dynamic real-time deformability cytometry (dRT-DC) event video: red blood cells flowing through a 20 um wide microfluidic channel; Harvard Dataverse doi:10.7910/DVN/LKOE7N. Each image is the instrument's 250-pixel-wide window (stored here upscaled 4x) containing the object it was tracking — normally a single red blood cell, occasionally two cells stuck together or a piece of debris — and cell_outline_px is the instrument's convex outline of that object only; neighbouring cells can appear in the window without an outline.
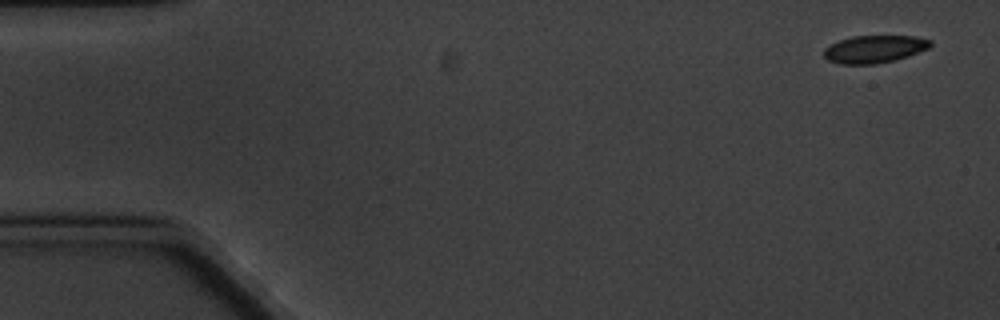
{"species": "common noctule bat (a hibernating species)", "species_latin": "Nyctalus noctula", "temperature_condition": "cold", "stored_images_in_passage": 8, "camera_frame_rate_fps": 3000, "um_per_image_px": 0.085, "animal": {"sex": "male", "body_mass_g": 20.1, "forearm_length_mm": 53.5}, "frame": {"image": 1, "passage_image": 1, "time_ms": 0.0, "image_size_px": [1000, 320], "cell_outline_px": [[932, 44], [928, 48], [908, 56], [876, 64], [840, 64], [828, 60], [824, 56], [824, 48], [840, 40], [852, 36], [916, 36], [932, 40]], "centroid_in_image_um": [74.33, 4.17], "position_along_channel_um": 10.7, "area_um2": 16.99}}
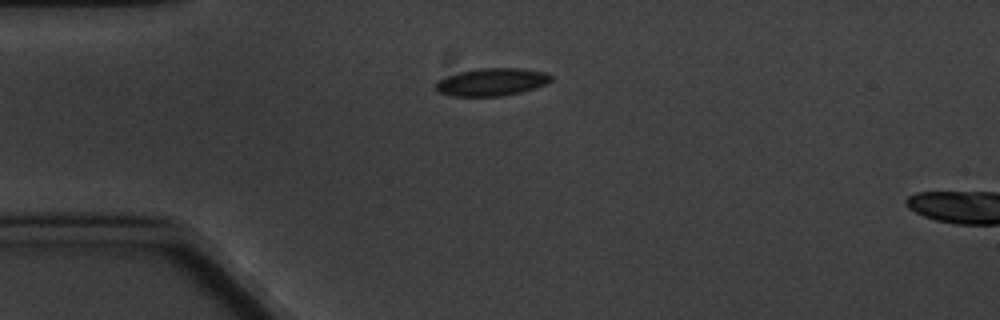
{"frame": {"image": 2, "passage_image": 4, "time_ms": 4.0, "image_size_px": [1000, 320], "cell_outline_px": [[552, 80], [536, 88], [504, 96], [456, 96], [440, 92], [436, 88], [436, 80], [460, 72], [476, 68], [520, 68], [548, 72], [552, 76]], "centroid_in_image_um": [41.84, 6.96], "position_along_channel_um": 43.2, "area_um2": 18.55}}
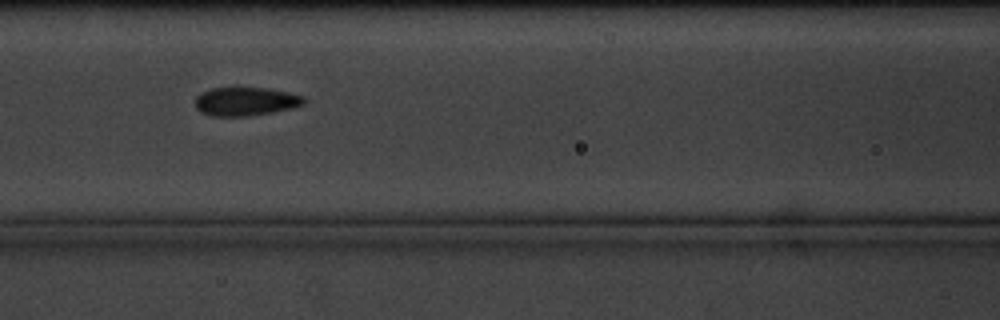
{"frame": {"image": 3, "passage_image": 7, "time_ms": 7.667, "image_size_px": [1000, 320], "cell_outline_px": [[304, 104], [292, 108], [272, 112], [248, 116], [212, 116], [200, 112], [196, 108], [196, 96], [200, 92], [212, 88], [268, 88], [288, 92], [304, 96]], "centroid_in_image_um": [20.86, 8.62], "position_along_channel_um": 145.7, "area_um2": 18.09}}